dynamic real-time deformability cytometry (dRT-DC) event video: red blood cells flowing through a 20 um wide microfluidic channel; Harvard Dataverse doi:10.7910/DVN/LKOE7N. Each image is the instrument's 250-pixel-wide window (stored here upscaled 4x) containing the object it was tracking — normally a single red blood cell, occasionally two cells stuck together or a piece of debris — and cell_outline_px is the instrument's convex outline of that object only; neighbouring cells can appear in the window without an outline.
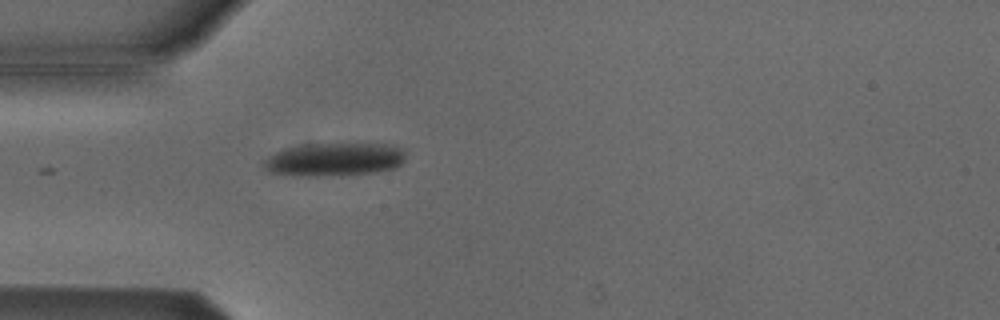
{"species": "Egyptian fruit bat (a non-hibernating species)", "species_latin": "Rousettus aegyptiacus", "temperature_condition": "cold", "stored_images_in_passage": 7, "camera_frame_rate_fps": 3000, "um_per_image_px": 0.085, "animal": {"sex": "male"}, "frame": {"image": 1, "passage_image": 1, "time_ms": 0.0, "image_size_px": [1000, 320], "cell_outline_px": [[404, 160], [400, 164], [392, 168], [376, 172], [340, 176], [292, 176], [268, 172], [260, 164], [268, 156], [280, 148], [300, 144], [396, 144], [404, 148]], "centroid_in_image_um": [28.34, 13.55], "position_along_channel_um": 56.7, "area_um2": 28.26}}
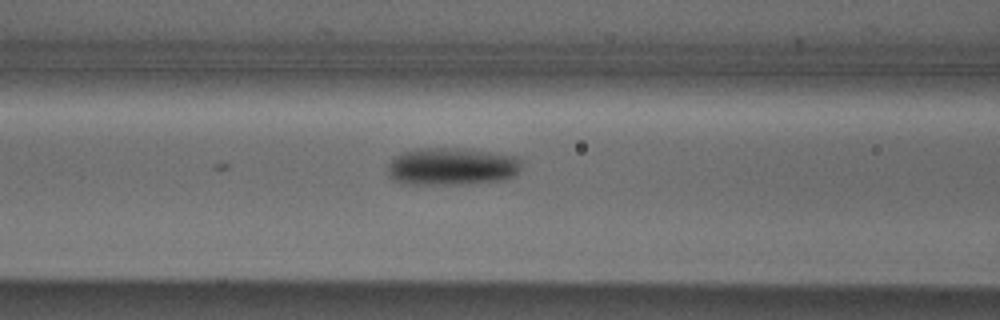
{"frame": {"image": 2, "passage_image": 7, "time_ms": 2.0, "image_size_px": [1000, 320], "cell_outline_px": [[524, 160], [520, 172], [516, 176], [504, 180], [468, 184], [400, 184], [392, 180], [388, 176], [388, 164], [400, 152], [416, 148], [472, 148], [516, 156]], "centroid_in_image_um": [38.45, 14.14], "position_along_channel_um": 128.1, "area_um2": 30.29}}